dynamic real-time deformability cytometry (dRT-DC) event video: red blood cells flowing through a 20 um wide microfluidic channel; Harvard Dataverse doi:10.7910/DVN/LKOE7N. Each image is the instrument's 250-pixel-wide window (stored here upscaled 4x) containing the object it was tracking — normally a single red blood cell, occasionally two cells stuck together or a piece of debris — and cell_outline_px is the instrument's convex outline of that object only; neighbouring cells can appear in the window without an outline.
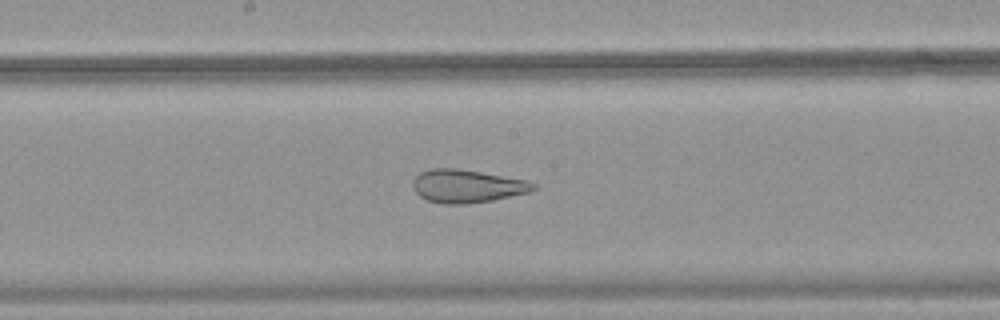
{"species": "common noctule bat (a hibernating species)", "species_latin": "Nyctalus noctula", "temperature_condition": "warm", "stored_images_in_passage": 50, "camera_frame_rate_fps": 3000, "um_per_image_px": 0.085, "animal": {"sex": "female", "body_mass_g": 18.4}, "frame": {"image": 1, "passage_image": 27, "time_ms": 8.667, "image_size_px": [1000, 320], "cell_outline_px": [[536, 188], [528, 192], [492, 200], [468, 204], [444, 204], [428, 200], [420, 196], [412, 188], [412, 180], [420, 172], [428, 168], [456, 168], [528, 180], [536, 184]], "centroid_in_image_um": [39.66, 15.81], "position_along_channel_um": 208.5, "area_um2": 23.24}}
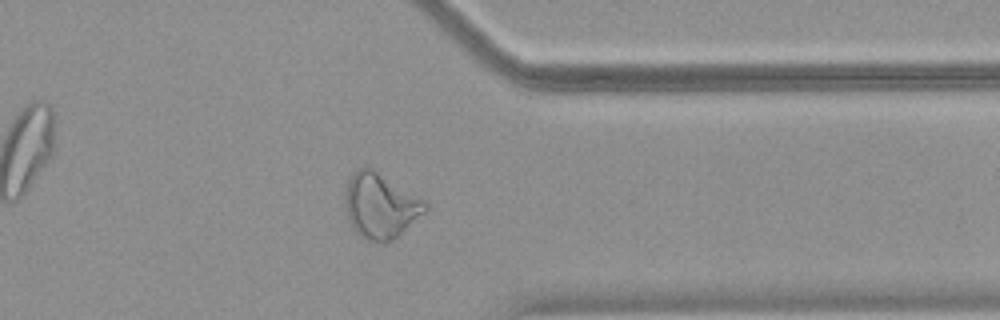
{"frame": {"image": 2, "passage_image": 40, "time_ms": 13.0, "image_size_px": [1000, 320], "cell_outline_px": [[428, 208], [424, 212], [392, 240], [384, 244], [364, 240], [352, 228], [348, 220], [344, 196], [348, 180], [352, 172], [360, 168], [372, 168], [424, 200], [428, 204]], "centroid_in_image_um": [32.29, 17.51], "position_along_channel_um": 379.1, "area_um2": 30.17}}
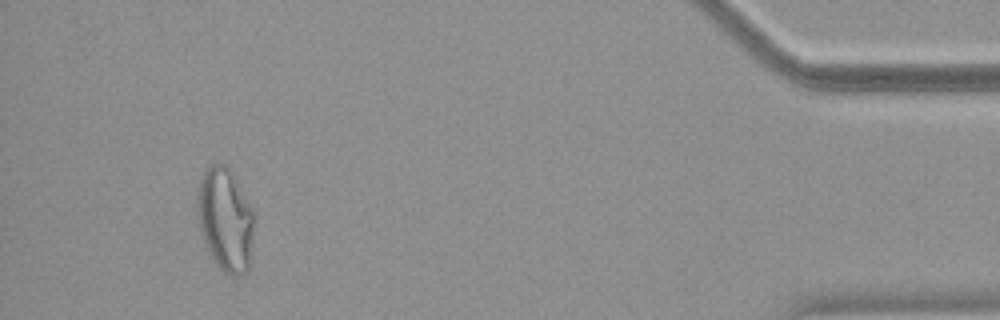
{"frame": {"image": 3, "passage_image": 47, "time_ms": 15.333, "image_size_px": [1000, 320], "cell_outline_px": [[256, 216], [248, 272], [240, 276], [228, 276], [216, 264], [204, 240], [200, 228], [200, 180], [204, 172], [212, 164], [228, 164], [256, 212]], "centroid_in_image_um": [19.26, 18.68], "position_along_channel_um": 415.9, "area_um2": 34.1}}